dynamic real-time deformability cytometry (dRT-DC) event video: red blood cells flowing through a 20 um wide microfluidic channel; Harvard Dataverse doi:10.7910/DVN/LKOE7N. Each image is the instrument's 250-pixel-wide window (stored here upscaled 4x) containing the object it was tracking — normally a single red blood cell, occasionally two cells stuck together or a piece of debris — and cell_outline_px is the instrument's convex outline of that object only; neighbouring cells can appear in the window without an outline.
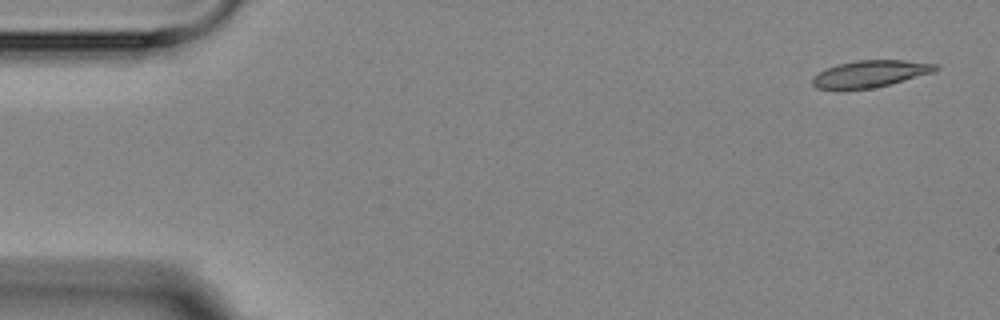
{"species": "Egyptian fruit bat (a non-hibernating species)", "species_latin": "Rousettus aegyptiacus", "temperature_condition": "room temperature", "stored_images_in_passage": 2, "camera_frame_rate_fps": 3000, "um_per_image_px": 0.085, "animal": {"sex": "female"}, "frame": {"image": 1, "passage_image": 1, "time_ms": 0.0, "image_size_px": [1000, 320], "cell_outline_px": [[940, 68], [936, 72], [872, 88], [816, 88], [812, 84], [812, 76], [824, 68], [836, 64], [856, 60], [904, 60], [940, 64]], "centroid_in_image_um": [74.0, 6.24], "position_along_channel_um": 11.0, "area_um2": 19.25}}